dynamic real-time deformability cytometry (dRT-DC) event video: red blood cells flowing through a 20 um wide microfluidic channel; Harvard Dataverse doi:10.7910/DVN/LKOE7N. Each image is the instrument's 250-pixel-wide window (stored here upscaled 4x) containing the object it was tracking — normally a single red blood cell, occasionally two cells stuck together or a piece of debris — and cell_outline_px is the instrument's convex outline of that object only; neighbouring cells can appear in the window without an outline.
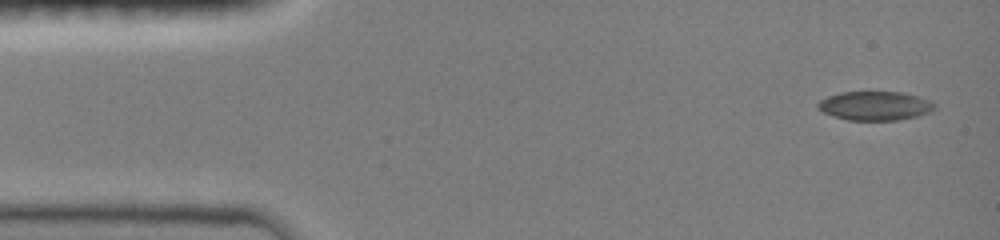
{"species": "common noctule bat (a hibernating species)", "species_latin": "Nyctalus noctula", "temperature_condition": "room temperature", "stored_images_in_passage": 7, "camera_frame_rate_fps": 3000, "um_per_image_px": 0.085, "animal": {"sex": "female", "body_mass_g": 19.0, "forearm_length_mm": 51.5}, "frame": {"image": 1, "passage_image": 1, "time_ms": 0.0, "image_size_px": [1000, 240], "cell_outline_px": [[936, 108], [928, 112], [916, 116], [896, 120], [848, 120], [832, 116], [816, 108], [816, 104], [820, 100], [828, 96], [840, 92], [900, 92], [920, 96], [932, 100], [936, 104]], "centroid_in_image_um": [74.38, 8.98], "position_along_channel_um": 10.6, "area_um2": 19.83}}
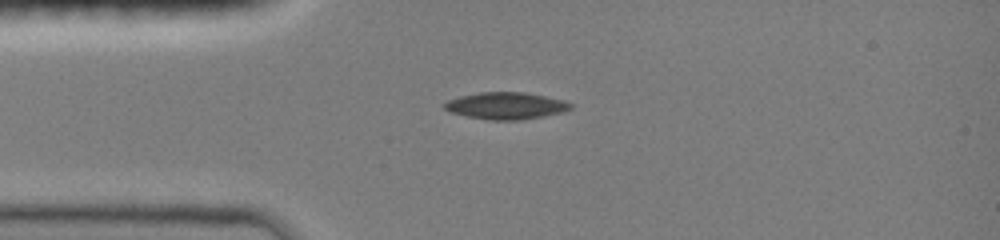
{"frame": {"image": 2, "passage_image": 6, "time_ms": 1.667, "image_size_px": [1000, 240], "cell_outline_px": [[572, 108], [564, 112], [544, 116], [520, 120], [488, 120], [448, 112], [440, 104], [448, 100], [460, 96], [480, 92], [524, 92], [564, 100], [572, 104]], "centroid_in_image_um": [42.98, 8.99], "position_along_channel_um": 42.0, "area_um2": 19.94}}